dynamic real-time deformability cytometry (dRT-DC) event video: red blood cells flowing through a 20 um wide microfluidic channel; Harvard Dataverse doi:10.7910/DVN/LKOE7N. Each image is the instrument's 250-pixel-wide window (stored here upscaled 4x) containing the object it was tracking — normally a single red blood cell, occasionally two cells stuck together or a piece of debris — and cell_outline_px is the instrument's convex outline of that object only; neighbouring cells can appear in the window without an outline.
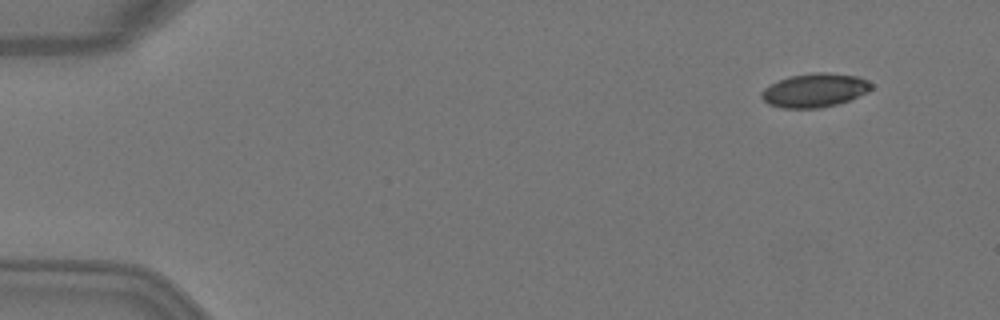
{"species": "Egyptian fruit bat (a non-hibernating species)", "species_latin": "Rousettus aegyptiacus", "temperature_condition": "warm", "stored_images_in_passage": 4, "camera_frame_rate_fps": 3000, "um_per_image_px": 0.085, "animal": {"sex": "female"}, "frame": {"image": 1, "passage_image": 1, "time_ms": 0.0, "image_size_px": [1000, 320], "cell_outline_px": [[872, 88], [868, 92], [848, 100], [836, 104], [820, 108], [784, 108], [768, 104], [760, 96], [760, 92], [764, 88], [788, 76], [816, 72], [824, 72], [856, 76], [868, 80], [872, 84]], "centroid_in_image_um": [69.24, 7.67], "position_along_channel_um": 15.8, "area_um2": 21.5}}